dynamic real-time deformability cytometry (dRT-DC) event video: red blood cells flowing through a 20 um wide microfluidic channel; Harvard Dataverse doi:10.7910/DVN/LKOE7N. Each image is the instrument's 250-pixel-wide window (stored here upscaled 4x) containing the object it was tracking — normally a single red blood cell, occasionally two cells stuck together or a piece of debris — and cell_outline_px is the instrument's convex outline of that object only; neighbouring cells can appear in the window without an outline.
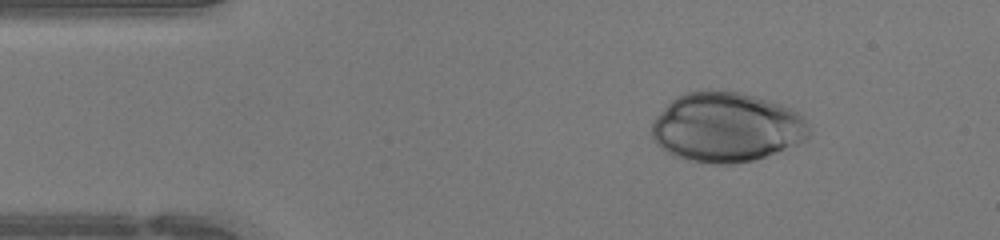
{"species": "human", "species_latin": "Homo sapiens", "temperature_condition": "warm", "stored_images_in_passage": 33, "camera_frame_rate_fps": 3000, "um_per_image_px": 0.085, "donor": {"sex": "female"}, "frame": {"image": 1, "passage_image": 2, "time_ms": 0.333, "image_size_px": [1000, 240], "cell_outline_px": [[812, 132], [804, 140], [796, 144], [764, 156], [752, 160], [736, 164], [712, 164], [688, 160], [672, 156], [660, 148], [656, 144], [652, 136], [652, 120], [676, 96], [688, 92], [712, 88], [740, 92], [780, 104], [792, 108], [808, 124]], "centroid_in_image_um": [61.71, 10.81], "position_along_channel_um": 23.3, "area_um2": 64.1}}
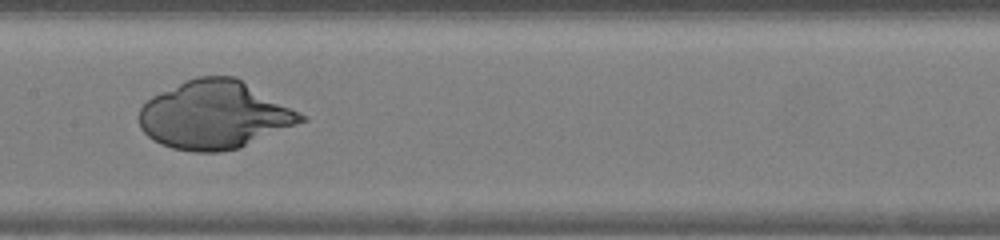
{"frame": {"image": 2, "passage_image": 18, "time_ms": 5.667, "image_size_px": [1000, 240], "cell_outline_px": [[308, 120], [240, 148], [220, 152], [196, 152], [172, 148], [160, 144], [152, 140], [140, 128], [140, 108], [152, 96], [184, 80], [196, 76], [236, 76], [308, 116]], "centroid_in_image_um": [18.26, 9.77], "position_along_channel_um": 189.1, "area_um2": 64.5}}
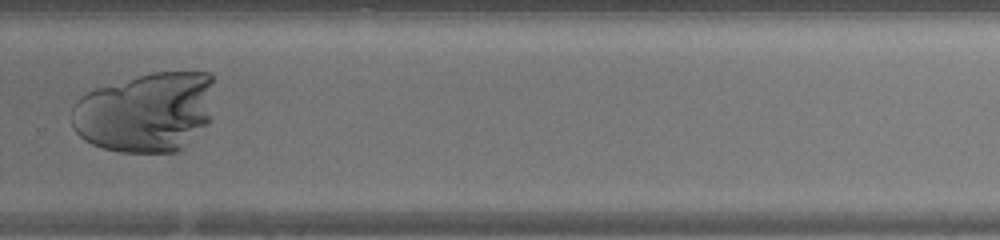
{"frame": {"image": 3, "passage_image": 27, "time_ms": 8.667, "image_size_px": [1000, 240], "cell_outline_px": [[212, 80], [208, 124], [176, 152], [120, 152], [104, 148], [92, 144], [84, 140], [72, 128], [72, 108], [76, 100], [80, 96], [96, 88], [136, 76], [152, 72], [208, 72], [212, 76]], "centroid_in_image_um": [12.33, 9.53], "position_along_channel_um": 317.5, "area_um2": 66.18}}